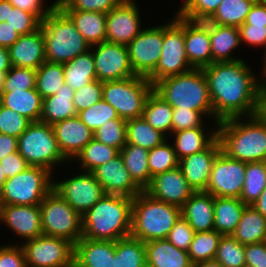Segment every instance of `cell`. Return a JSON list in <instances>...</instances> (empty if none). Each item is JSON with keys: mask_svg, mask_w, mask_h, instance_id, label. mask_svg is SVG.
<instances>
[{"mask_svg": "<svg viewBox=\"0 0 266 267\" xmlns=\"http://www.w3.org/2000/svg\"><path fill=\"white\" fill-rule=\"evenodd\" d=\"M32 122L21 114L0 105V133L18 138Z\"/></svg>", "mask_w": 266, "mask_h": 267, "instance_id": "cell-51", "label": "cell"}, {"mask_svg": "<svg viewBox=\"0 0 266 267\" xmlns=\"http://www.w3.org/2000/svg\"><path fill=\"white\" fill-rule=\"evenodd\" d=\"M93 138L120 152L127 143L126 120L118 117L105 122L94 132Z\"/></svg>", "mask_w": 266, "mask_h": 267, "instance_id": "cell-47", "label": "cell"}, {"mask_svg": "<svg viewBox=\"0 0 266 267\" xmlns=\"http://www.w3.org/2000/svg\"><path fill=\"white\" fill-rule=\"evenodd\" d=\"M101 99H103V82L93 80L75 91L73 104L78 113L98 103Z\"/></svg>", "mask_w": 266, "mask_h": 267, "instance_id": "cell-52", "label": "cell"}, {"mask_svg": "<svg viewBox=\"0 0 266 267\" xmlns=\"http://www.w3.org/2000/svg\"><path fill=\"white\" fill-rule=\"evenodd\" d=\"M101 184L105 194L134 198L143 190L133 181L120 153L91 172Z\"/></svg>", "mask_w": 266, "mask_h": 267, "instance_id": "cell-20", "label": "cell"}, {"mask_svg": "<svg viewBox=\"0 0 266 267\" xmlns=\"http://www.w3.org/2000/svg\"><path fill=\"white\" fill-rule=\"evenodd\" d=\"M154 91L173 109H191L214 121L208 81L202 69L165 77L154 85Z\"/></svg>", "mask_w": 266, "mask_h": 267, "instance_id": "cell-4", "label": "cell"}, {"mask_svg": "<svg viewBox=\"0 0 266 267\" xmlns=\"http://www.w3.org/2000/svg\"><path fill=\"white\" fill-rule=\"evenodd\" d=\"M266 188V161L247 162L240 199L247 206L254 204Z\"/></svg>", "mask_w": 266, "mask_h": 267, "instance_id": "cell-42", "label": "cell"}, {"mask_svg": "<svg viewBox=\"0 0 266 267\" xmlns=\"http://www.w3.org/2000/svg\"><path fill=\"white\" fill-rule=\"evenodd\" d=\"M254 3L255 0H222L207 21L222 26L240 27Z\"/></svg>", "mask_w": 266, "mask_h": 267, "instance_id": "cell-39", "label": "cell"}, {"mask_svg": "<svg viewBox=\"0 0 266 267\" xmlns=\"http://www.w3.org/2000/svg\"><path fill=\"white\" fill-rule=\"evenodd\" d=\"M244 58L234 62H214L203 68L212 101L214 121L256 115L258 97L266 75L258 78Z\"/></svg>", "mask_w": 266, "mask_h": 267, "instance_id": "cell-1", "label": "cell"}, {"mask_svg": "<svg viewBox=\"0 0 266 267\" xmlns=\"http://www.w3.org/2000/svg\"><path fill=\"white\" fill-rule=\"evenodd\" d=\"M144 191L156 200L180 208L195 193L179 167L157 174Z\"/></svg>", "mask_w": 266, "mask_h": 267, "instance_id": "cell-19", "label": "cell"}, {"mask_svg": "<svg viewBox=\"0 0 266 267\" xmlns=\"http://www.w3.org/2000/svg\"><path fill=\"white\" fill-rule=\"evenodd\" d=\"M149 150L126 143L120 155L133 181L144 191L150 185Z\"/></svg>", "mask_w": 266, "mask_h": 267, "instance_id": "cell-36", "label": "cell"}, {"mask_svg": "<svg viewBox=\"0 0 266 267\" xmlns=\"http://www.w3.org/2000/svg\"><path fill=\"white\" fill-rule=\"evenodd\" d=\"M90 47L106 41V14L101 12L63 10Z\"/></svg>", "mask_w": 266, "mask_h": 267, "instance_id": "cell-32", "label": "cell"}, {"mask_svg": "<svg viewBox=\"0 0 266 267\" xmlns=\"http://www.w3.org/2000/svg\"><path fill=\"white\" fill-rule=\"evenodd\" d=\"M27 267H72L74 245L62 238L40 235L21 244Z\"/></svg>", "mask_w": 266, "mask_h": 267, "instance_id": "cell-12", "label": "cell"}, {"mask_svg": "<svg viewBox=\"0 0 266 267\" xmlns=\"http://www.w3.org/2000/svg\"><path fill=\"white\" fill-rule=\"evenodd\" d=\"M193 267H223V266L218 261L213 259L195 263L193 264Z\"/></svg>", "mask_w": 266, "mask_h": 267, "instance_id": "cell-69", "label": "cell"}, {"mask_svg": "<svg viewBox=\"0 0 266 267\" xmlns=\"http://www.w3.org/2000/svg\"><path fill=\"white\" fill-rule=\"evenodd\" d=\"M52 128L58 147L69 162L73 161L94 136L77 115L53 124Z\"/></svg>", "mask_w": 266, "mask_h": 267, "instance_id": "cell-23", "label": "cell"}, {"mask_svg": "<svg viewBox=\"0 0 266 267\" xmlns=\"http://www.w3.org/2000/svg\"><path fill=\"white\" fill-rule=\"evenodd\" d=\"M180 216V207L156 200L142 191L133 198L130 236L144 243L166 239Z\"/></svg>", "mask_w": 266, "mask_h": 267, "instance_id": "cell-5", "label": "cell"}, {"mask_svg": "<svg viewBox=\"0 0 266 267\" xmlns=\"http://www.w3.org/2000/svg\"><path fill=\"white\" fill-rule=\"evenodd\" d=\"M44 235L65 239L75 245L83 236L82 216L55 190L39 205Z\"/></svg>", "mask_w": 266, "mask_h": 267, "instance_id": "cell-11", "label": "cell"}, {"mask_svg": "<svg viewBox=\"0 0 266 267\" xmlns=\"http://www.w3.org/2000/svg\"><path fill=\"white\" fill-rule=\"evenodd\" d=\"M53 179L49 170L29 166L5 181L0 193V204L40 205L53 189Z\"/></svg>", "mask_w": 266, "mask_h": 267, "instance_id": "cell-9", "label": "cell"}, {"mask_svg": "<svg viewBox=\"0 0 266 267\" xmlns=\"http://www.w3.org/2000/svg\"><path fill=\"white\" fill-rule=\"evenodd\" d=\"M243 24L266 25V3L255 1Z\"/></svg>", "mask_w": 266, "mask_h": 267, "instance_id": "cell-62", "label": "cell"}, {"mask_svg": "<svg viewBox=\"0 0 266 267\" xmlns=\"http://www.w3.org/2000/svg\"><path fill=\"white\" fill-rule=\"evenodd\" d=\"M220 151L221 145L218 138H216L203 151L179 160L178 167L194 192L206 191L215 158Z\"/></svg>", "mask_w": 266, "mask_h": 267, "instance_id": "cell-21", "label": "cell"}, {"mask_svg": "<svg viewBox=\"0 0 266 267\" xmlns=\"http://www.w3.org/2000/svg\"><path fill=\"white\" fill-rule=\"evenodd\" d=\"M4 78H5V73L0 72V95L3 92Z\"/></svg>", "mask_w": 266, "mask_h": 267, "instance_id": "cell-71", "label": "cell"}, {"mask_svg": "<svg viewBox=\"0 0 266 267\" xmlns=\"http://www.w3.org/2000/svg\"><path fill=\"white\" fill-rule=\"evenodd\" d=\"M16 151H18V139L0 133V160Z\"/></svg>", "mask_w": 266, "mask_h": 267, "instance_id": "cell-64", "label": "cell"}, {"mask_svg": "<svg viewBox=\"0 0 266 267\" xmlns=\"http://www.w3.org/2000/svg\"><path fill=\"white\" fill-rule=\"evenodd\" d=\"M7 180L5 173L2 170V167L0 165V193L2 191V188L4 186L5 181Z\"/></svg>", "mask_w": 266, "mask_h": 267, "instance_id": "cell-70", "label": "cell"}, {"mask_svg": "<svg viewBox=\"0 0 266 267\" xmlns=\"http://www.w3.org/2000/svg\"><path fill=\"white\" fill-rule=\"evenodd\" d=\"M256 116L266 125V82L259 93Z\"/></svg>", "mask_w": 266, "mask_h": 267, "instance_id": "cell-65", "label": "cell"}, {"mask_svg": "<svg viewBox=\"0 0 266 267\" xmlns=\"http://www.w3.org/2000/svg\"><path fill=\"white\" fill-rule=\"evenodd\" d=\"M126 134L127 143L143 147L146 150H151L168 139L142 117L126 121Z\"/></svg>", "mask_w": 266, "mask_h": 267, "instance_id": "cell-41", "label": "cell"}, {"mask_svg": "<svg viewBox=\"0 0 266 267\" xmlns=\"http://www.w3.org/2000/svg\"><path fill=\"white\" fill-rule=\"evenodd\" d=\"M43 98L36 89L2 92L0 105L21 114L31 122H39Z\"/></svg>", "mask_w": 266, "mask_h": 267, "instance_id": "cell-31", "label": "cell"}, {"mask_svg": "<svg viewBox=\"0 0 266 267\" xmlns=\"http://www.w3.org/2000/svg\"><path fill=\"white\" fill-rule=\"evenodd\" d=\"M251 206H253L259 213L266 217V188L263 190L258 200Z\"/></svg>", "mask_w": 266, "mask_h": 267, "instance_id": "cell-67", "label": "cell"}, {"mask_svg": "<svg viewBox=\"0 0 266 267\" xmlns=\"http://www.w3.org/2000/svg\"><path fill=\"white\" fill-rule=\"evenodd\" d=\"M41 28L48 62L64 64L91 48L58 5L41 21Z\"/></svg>", "mask_w": 266, "mask_h": 267, "instance_id": "cell-6", "label": "cell"}, {"mask_svg": "<svg viewBox=\"0 0 266 267\" xmlns=\"http://www.w3.org/2000/svg\"><path fill=\"white\" fill-rule=\"evenodd\" d=\"M154 86L146 77L136 75L103 82V100L113 106L124 120L142 117L147 98Z\"/></svg>", "mask_w": 266, "mask_h": 267, "instance_id": "cell-8", "label": "cell"}, {"mask_svg": "<svg viewBox=\"0 0 266 267\" xmlns=\"http://www.w3.org/2000/svg\"><path fill=\"white\" fill-rule=\"evenodd\" d=\"M6 22L20 35L33 33L41 27V21L34 14L16 7L9 8Z\"/></svg>", "mask_w": 266, "mask_h": 267, "instance_id": "cell-53", "label": "cell"}, {"mask_svg": "<svg viewBox=\"0 0 266 267\" xmlns=\"http://www.w3.org/2000/svg\"><path fill=\"white\" fill-rule=\"evenodd\" d=\"M0 165L7 179L15 176L29 167V164L18 151L1 159Z\"/></svg>", "mask_w": 266, "mask_h": 267, "instance_id": "cell-60", "label": "cell"}, {"mask_svg": "<svg viewBox=\"0 0 266 267\" xmlns=\"http://www.w3.org/2000/svg\"><path fill=\"white\" fill-rule=\"evenodd\" d=\"M212 63L234 62L243 58L235 56L234 51L241 45L239 27L222 26L209 22Z\"/></svg>", "mask_w": 266, "mask_h": 267, "instance_id": "cell-28", "label": "cell"}, {"mask_svg": "<svg viewBox=\"0 0 266 267\" xmlns=\"http://www.w3.org/2000/svg\"><path fill=\"white\" fill-rule=\"evenodd\" d=\"M195 233L188 221L180 216L166 239L175 247L188 251Z\"/></svg>", "mask_w": 266, "mask_h": 267, "instance_id": "cell-56", "label": "cell"}, {"mask_svg": "<svg viewBox=\"0 0 266 267\" xmlns=\"http://www.w3.org/2000/svg\"><path fill=\"white\" fill-rule=\"evenodd\" d=\"M256 2H263L266 3V0H255Z\"/></svg>", "mask_w": 266, "mask_h": 267, "instance_id": "cell-75", "label": "cell"}, {"mask_svg": "<svg viewBox=\"0 0 266 267\" xmlns=\"http://www.w3.org/2000/svg\"><path fill=\"white\" fill-rule=\"evenodd\" d=\"M9 8H13V5L8 0H0V22H6Z\"/></svg>", "mask_w": 266, "mask_h": 267, "instance_id": "cell-68", "label": "cell"}, {"mask_svg": "<svg viewBox=\"0 0 266 267\" xmlns=\"http://www.w3.org/2000/svg\"><path fill=\"white\" fill-rule=\"evenodd\" d=\"M246 206L240 198L214 197V230L222 236L232 235Z\"/></svg>", "mask_w": 266, "mask_h": 267, "instance_id": "cell-33", "label": "cell"}, {"mask_svg": "<svg viewBox=\"0 0 266 267\" xmlns=\"http://www.w3.org/2000/svg\"><path fill=\"white\" fill-rule=\"evenodd\" d=\"M221 151L242 162L266 161V125L256 116L218 122Z\"/></svg>", "mask_w": 266, "mask_h": 267, "instance_id": "cell-2", "label": "cell"}, {"mask_svg": "<svg viewBox=\"0 0 266 267\" xmlns=\"http://www.w3.org/2000/svg\"><path fill=\"white\" fill-rule=\"evenodd\" d=\"M136 0H123L106 14V41L128 45L144 28Z\"/></svg>", "mask_w": 266, "mask_h": 267, "instance_id": "cell-17", "label": "cell"}, {"mask_svg": "<svg viewBox=\"0 0 266 267\" xmlns=\"http://www.w3.org/2000/svg\"><path fill=\"white\" fill-rule=\"evenodd\" d=\"M143 267H154V266L146 262Z\"/></svg>", "mask_w": 266, "mask_h": 267, "instance_id": "cell-73", "label": "cell"}, {"mask_svg": "<svg viewBox=\"0 0 266 267\" xmlns=\"http://www.w3.org/2000/svg\"><path fill=\"white\" fill-rule=\"evenodd\" d=\"M146 27L127 45L133 71L144 77L156 68L163 47V23Z\"/></svg>", "mask_w": 266, "mask_h": 267, "instance_id": "cell-14", "label": "cell"}, {"mask_svg": "<svg viewBox=\"0 0 266 267\" xmlns=\"http://www.w3.org/2000/svg\"><path fill=\"white\" fill-rule=\"evenodd\" d=\"M11 67L8 48L0 46V72L6 74Z\"/></svg>", "mask_w": 266, "mask_h": 267, "instance_id": "cell-66", "label": "cell"}, {"mask_svg": "<svg viewBox=\"0 0 266 267\" xmlns=\"http://www.w3.org/2000/svg\"><path fill=\"white\" fill-rule=\"evenodd\" d=\"M90 49L98 81H115L136 76L130 64L126 45L104 41Z\"/></svg>", "mask_w": 266, "mask_h": 267, "instance_id": "cell-16", "label": "cell"}, {"mask_svg": "<svg viewBox=\"0 0 266 267\" xmlns=\"http://www.w3.org/2000/svg\"><path fill=\"white\" fill-rule=\"evenodd\" d=\"M63 0H55L54 2L58 5L60 2H62Z\"/></svg>", "mask_w": 266, "mask_h": 267, "instance_id": "cell-74", "label": "cell"}, {"mask_svg": "<svg viewBox=\"0 0 266 267\" xmlns=\"http://www.w3.org/2000/svg\"><path fill=\"white\" fill-rule=\"evenodd\" d=\"M123 0H63L58 4L62 10H79L107 14Z\"/></svg>", "mask_w": 266, "mask_h": 267, "instance_id": "cell-54", "label": "cell"}, {"mask_svg": "<svg viewBox=\"0 0 266 267\" xmlns=\"http://www.w3.org/2000/svg\"><path fill=\"white\" fill-rule=\"evenodd\" d=\"M17 139L18 152L29 166L45 168L55 176L59 175L56 173L59 165H71L58 147L52 125L32 122Z\"/></svg>", "mask_w": 266, "mask_h": 267, "instance_id": "cell-7", "label": "cell"}, {"mask_svg": "<svg viewBox=\"0 0 266 267\" xmlns=\"http://www.w3.org/2000/svg\"><path fill=\"white\" fill-rule=\"evenodd\" d=\"M222 235L215 230L196 232L188 249L193 264L213 260Z\"/></svg>", "mask_w": 266, "mask_h": 267, "instance_id": "cell-44", "label": "cell"}, {"mask_svg": "<svg viewBox=\"0 0 266 267\" xmlns=\"http://www.w3.org/2000/svg\"><path fill=\"white\" fill-rule=\"evenodd\" d=\"M146 262L154 267H193L187 251L175 247L167 239L145 242Z\"/></svg>", "mask_w": 266, "mask_h": 267, "instance_id": "cell-29", "label": "cell"}, {"mask_svg": "<svg viewBox=\"0 0 266 267\" xmlns=\"http://www.w3.org/2000/svg\"><path fill=\"white\" fill-rule=\"evenodd\" d=\"M184 39L186 56L193 69H203L212 64L208 21L184 19Z\"/></svg>", "mask_w": 266, "mask_h": 267, "instance_id": "cell-22", "label": "cell"}, {"mask_svg": "<svg viewBox=\"0 0 266 267\" xmlns=\"http://www.w3.org/2000/svg\"><path fill=\"white\" fill-rule=\"evenodd\" d=\"M72 175L63 178V181H59L58 176L53 179V190L82 216L105 195V192L91 172L78 171L76 175Z\"/></svg>", "mask_w": 266, "mask_h": 267, "instance_id": "cell-13", "label": "cell"}, {"mask_svg": "<svg viewBox=\"0 0 266 267\" xmlns=\"http://www.w3.org/2000/svg\"><path fill=\"white\" fill-rule=\"evenodd\" d=\"M245 261L248 267H266V245L264 241L245 245Z\"/></svg>", "mask_w": 266, "mask_h": 267, "instance_id": "cell-61", "label": "cell"}, {"mask_svg": "<svg viewBox=\"0 0 266 267\" xmlns=\"http://www.w3.org/2000/svg\"><path fill=\"white\" fill-rule=\"evenodd\" d=\"M0 267H27L23 248L17 243L1 244Z\"/></svg>", "mask_w": 266, "mask_h": 267, "instance_id": "cell-58", "label": "cell"}, {"mask_svg": "<svg viewBox=\"0 0 266 267\" xmlns=\"http://www.w3.org/2000/svg\"><path fill=\"white\" fill-rule=\"evenodd\" d=\"M64 84L63 64L45 61L36 69V90L42 98L55 95Z\"/></svg>", "mask_w": 266, "mask_h": 267, "instance_id": "cell-43", "label": "cell"}, {"mask_svg": "<svg viewBox=\"0 0 266 267\" xmlns=\"http://www.w3.org/2000/svg\"><path fill=\"white\" fill-rule=\"evenodd\" d=\"M13 7L27 11L34 14L40 21H42L51 11L56 7V3L53 2L50 5H46L45 0H8Z\"/></svg>", "mask_w": 266, "mask_h": 267, "instance_id": "cell-59", "label": "cell"}, {"mask_svg": "<svg viewBox=\"0 0 266 267\" xmlns=\"http://www.w3.org/2000/svg\"><path fill=\"white\" fill-rule=\"evenodd\" d=\"M36 89V69L11 67L5 74L3 92Z\"/></svg>", "mask_w": 266, "mask_h": 267, "instance_id": "cell-50", "label": "cell"}, {"mask_svg": "<svg viewBox=\"0 0 266 267\" xmlns=\"http://www.w3.org/2000/svg\"><path fill=\"white\" fill-rule=\"evenodd\" d=\"M77 116L93 133L105 122L119 117L115 108L103 99L78 112Z\"/></svg>", "mask_w": 266, "mask_h": 267, "instance_id": "cell-48", "label": "cell"}, {"mask_svg": "<svg viewBox=\"0 0 266 267\" xmlns=\"http://www.w3.org/2000/svg\"><path fill=\"white\" fill-rule=\"evenodd\" d=\"M241 44L263 48V54L266 53V25L242 24L239 27Z\"/></svg>", "mask_w": 266, "mask_h": 267, "instance_id": "cell-57", "label": "cell"}, {"mask_svg": "<svg viewBox=\"0 0 266 267\" xmlns=\"http://www.w3.org/2000/svg\"><path fill=\"white\" fill-rule=\"evenodd\" d=\"M262 57H263V60H262L263 62L261 63L262 64V71L266 75V53Z\"/></svg>", "mask_w": 266, "mask_h": 267, "instance_id": "cell-72", "label": "cell"}, {"mask_svg": "<svg viewBox=\"0 0 266 267\" xmlns=\"http://www.w3.org/2000/svg\"><path fill=\"white\" fill-rule=\"evenodd\" d=\"M173 108L154 90L146 100L142 118L167 138L172 133Z\"/></svg>", "mask_w": 266, "mask_h": 267, "instance_id": "cell-37", "label": "cell"}, {"mask_svg": "<svg viewBox=\"0 0 266 267\" xmlns=\"http://www.w3.org/2000/svg\"><path fill=\"white\" fill-rule=\"evenodd\" d=\"M163 24V47L156 68L146 77L153 85L159 80L186 73L193 68L188 62L184 39V18L175 12Z\"/></svg>", "mask_w": 266, "mask_h": 267, "instance_id": "cell-10", "label": "cell"}, {"mask_svg": "<svg viewBox=\"0 0 266 267\" xmlns=\"http://www.w3.org/2000/svg\"><path fill=\"white\" fill-rule=\"evenodd\" d=\"M145 263L143 241L131 236L114 241L113 267H143Z\"/></svg>", "mask_w": 266, "mask_h": 267, "instance_id": "cell-38", "label": "cell"}, {"mask_svg": "<svg viewBox=\"0 0 266 267\" xmlns=\"http://www.w3.org/2000/svg\"><path fill=\"white\" fill-rule=\"evenodd\" d=\"M10 62L13 67L38 69L45 61V44L42 28L33 33L21 35L8 48Z\"/></svg>", "mask_w": 266, "mask_h": 267, "instance_id": "cell-24", "label": "cell"}, {"mask_svg": "<svg viewBox=\"0 0 266 267\" xmlns=\"http://www.w3.org/2000/svg\"><path fill=\"white\" fill-rule=\"evenodd\" d=\"M179 160L170 140L164 141L161 145L155 146L148 153V165L150 169V183L153 177L165 171L178 167Z\"/></svg>", "mask_w": 266, "mask_h": 267, "instance_id": "cell-45", "label": "cell"}, {"mask_svg": "<svg viewBox=\"0 0 266 267\" xmlns=\"http://www.w3.org/2000/svg\"><path fill=\"white\" fill-rule=\"evenodd\" d=\"M133 198L105 194L82 215L83 238L117 241L130 236Z\"/></svg>", "mask_w": 266, "mask_h": 267, "instance_id": "cell-3", "label": "cell"}, {"mask_svg": "<svg viewBox=\"0 0 266 267\" xmlns=\"http://www.w3.org/2000/svg\"><path fill=\"white\" fill-rule=\"evenodd\" d=\"M181 216L195 232L214 230V196L195 192L181 207Z\"/></svg>", "mask_w": 266, "mask_h": 267, "instance_id": "cell-27", "label": "cell"}, {"mask_svg": "<svg viewBox=\"0 0 266 267\" xmlns=\"http://www.w3.org/2000/svg\"><path fill=\"white\" fill-rule=\"evenodd\" d=\"M232 236L243 245L263 242L266 238V217L253 206H246Z\"/></svg>", "mask_w": 266, "mask_h": 267, "instance_id": "cell-35", "label": "cell"}, {"mask_svg": "<svg viewBox=\"0 0 266 267\" xmlns=\"http://www.w3.org/2000/svg\"><path fill=\"white\" fill-rule=\"evenodd\" d=\"M210 124L214 127H211ZM208 126L184 129L171 133L168 140L172 141L171 144L178 160L203 151L217 138L218 122L212 121Z\"/></svg>", "mask_w": 266, "mask_h": 267, "instance_id": "cell-25", "label": "cell"}, {"mask_svg": "<svg viewBox=\"0 0 266 267\" xmlns=\"http://www.w3.org/2000/svg\"><path fill=\"white\" fill-rule=\"evenodd\" d=\"M120 152L113 147L96 141L94 138L76 155L70 163L79 164L78 170L84 172H92L94 169L104 165L108 161L116 157ZM77 160V161H76Z\"/></svg>", "mask_w": 266, "mask_h": 267, "instance_id": "cell-40", "label": "cell"}, {"mask_svg": "<svg viewBox=\"0 0 266 267\" xmlns=\"http://www.w3.org/2000/svg\"><path fill=\"white\" fill-rule=\"evenodd\" d=\"M246 162L228 157L222 151L216 156L206 193L214 197L240 198L245 180Z\"/></svg>", "mask_w": 266, "mask_h": 267, "instance_id": "cell-15", "label": "cell"}, {"mask_svg": "<svg viewBox=\"0 0 266 267\" xmlns=\"http://www.w3.org/2000/svg\"><path fill=\"white\" fill-rule=\"evenodd\" d=\"M176 11L184 19L207 21L216 11L222 0H181Z\"/></svg>", "mask_w": 266, "mask_h": 267, "instance_id": "cell-49", "label": "cell"}, {"mask_svg": "<svg viewBox=\"0 0 266 267\" xmlns=\"http://www.w3.org/2000/svg\"><path fill=\"white\" fill-rule=\"evenodd\" d=\"M21 35L7 22H0V46L11 47Z\"/></svg>", "mask_w": 266, "mask_h": 267, "instance_id": "cell-63", "label": "cell"}, {"mask_svg": "<svg viewBox=\"0 0 266 267\" xmlns=\"http://www.w3.org/2000/svg\"><path fill=\"white\" fill-rule=\"evenodd\" d=\"M214 259L223 267H244L246 266L245 245L232 235L222 236Z\"/></svg>", "mask_w": 266, "mask_h": 267, "instance_id": "cell-46", "label": "cell"}, {"mask_svg": "<svg viewBox=\"0 0 266 267\" xmlns=\"http://www.w3.org/2000/svg\"><path fill=\"white\" fill-rule=\"evenodd\" d=\"M114 241L81 238L74 245L76 267H113Z\"/></svg>", "mask_w": 266, "mask_h": 267, "instance_id": "cell-26", "label": "cell"}, {"mask_svg": "<svg viewBox=\"0 0 266 267\" xmlns=\"http://www.w3.org/2000/svg\"><path fill=\"white\" fill-rule=\"evenodd\" d=\"M65 84L74 91L96 78L95 62L91 49L63 64Z\"/></svg>", "mask_w": 266, "mask_h": 267, "instance_id": "cell-34", "label": "cell"}, {"mask_svg": "<svg viewBox=\"0 0 266 267\" xmlns=\"http://www.w3.org/2000/svg\"><path fill=\"white\" fill-rule=\"evenodd\" d=\"M206 117L199 111L191 109H173L172 114V133L191 129L195 127H205L209 123Z\"/></svg>", "mask_w": 266, "mask_h": 267, "instance_id": "cell-55", "label": "cell"}, {"mask_svg": "<svg viewBox=\"0 0 266 267\" xmlns=\"http://www.w3.org/2000/svg\"><path fill=\"white\" fill-rule=\"evenodd\" d=\"M6 225L17 241L25 242L43 234L39 205L0 204V225Z\"/></svg>", "mask_w": 266, "mask_h": 267, "instance_id": "cell-18", "label": "cell"}, {"mask_svg": "<svg viewBox=\"0 0 266 267\" xmlns=\"http://www.w3.org/2000/svg\"><path fill=\"white\" fill-rule=\"evenodd\" d=\"M75 91L64 84L55 95L43 98L40 122L53 125L77 115L73 97Z\"/></svg>", "mask_w": 266, "mask_h": 267, "instance_id": "cell-30", "label": "cell"}]
</instances>
